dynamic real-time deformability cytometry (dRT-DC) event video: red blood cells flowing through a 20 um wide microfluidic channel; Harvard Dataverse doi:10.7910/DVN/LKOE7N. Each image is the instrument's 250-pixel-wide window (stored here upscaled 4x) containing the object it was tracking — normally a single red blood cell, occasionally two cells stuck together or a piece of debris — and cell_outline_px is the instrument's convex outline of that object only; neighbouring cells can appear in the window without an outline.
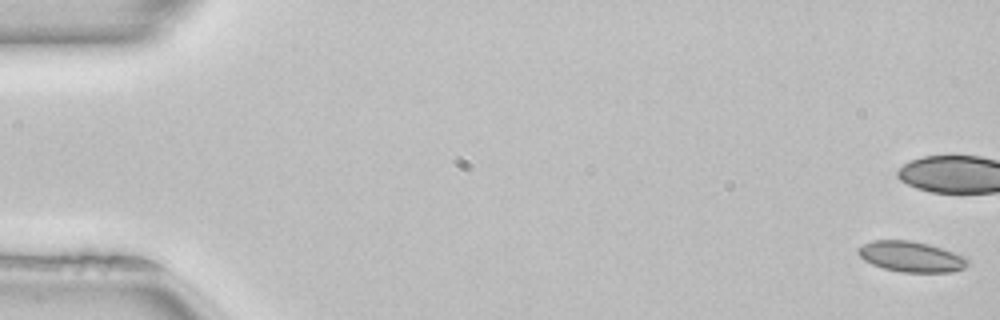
{"species": "common noctule bat (a hibernating species)", "species_latin": "Nyctalus noctula", "temperature_condition": "room temperature", "stored_images_in_passage": 53, "camera_frame_rate_fps": 3000, "um_per_image_px": 0.085, "animal": {"sex": "female", "body_mass_g": 22.7, "forearm_length_mm": 54.2}, "frame": {"image": 1, "passage_image": 1, "time_ms": 0.0, "image_size_px": [1000, 320], "cell_outline_px": [[968, 264], [964, 268], [952, 272], [904, 272], [884, 268], [872, 264], [864, 260], [856, 252], [856, 248], [872, 240], [908, 240], [928, 244], [968, 256]], "centroid_in_image_um": [77.46, 21.81], "position_along_channel_um": 7.5, "area_um2": 19.59}, "authors_computed_cell_mechanics": {"area_um2": 18.785, "velocity_mm_per_s": 4.0018, "shape_relaxation_time_tau1_ms": null, "shape_relaxation_time_tau2_ms": 3.594, "deformation_change_tau1": null, "deformation_change_tau2": 0.0559}}